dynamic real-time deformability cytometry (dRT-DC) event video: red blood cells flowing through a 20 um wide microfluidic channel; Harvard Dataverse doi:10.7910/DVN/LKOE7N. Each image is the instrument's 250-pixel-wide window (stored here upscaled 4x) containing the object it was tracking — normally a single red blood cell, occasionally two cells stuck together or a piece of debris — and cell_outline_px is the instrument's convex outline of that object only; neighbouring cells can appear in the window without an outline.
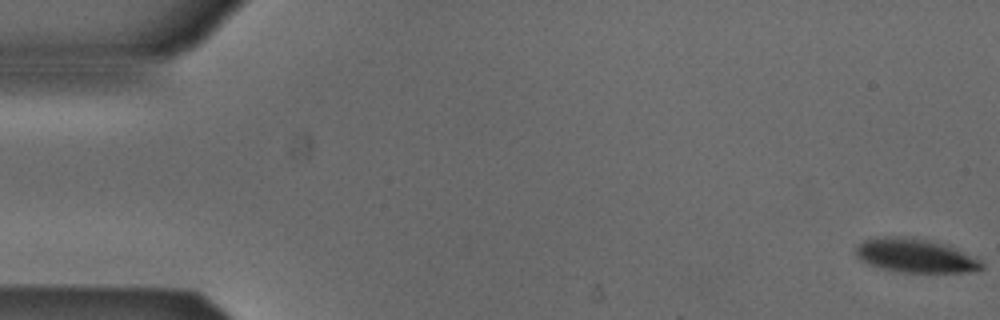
{"species": "Egyptian fruit bat (a non-hibernating species)", "species_latin": "Rousettus aegyptiacus", "temperature_condition": "cold", "stored_images_in_passage": 6, "camera_frame_rate_fps": 3000, "um_per_image_px": 0.085, "animal": {"sex": "male"}, "frame": {"image": 1, "passage_image": 1, "time_ms": 0.0, "image_size_px": [1000, 320], "cell_outline_px": [[984, 268], [968, 272], [900, 272], [868, 264], [860, 260], [856, 256], [856, 248], [864, 240], [884, 236], [912, 236], [948, 244], [980, 260], [984, 264]], "centroid_in_image_um": [77.82, 21.71], "position_along_channel_um": 7.2, "area_um2": 24.91}}
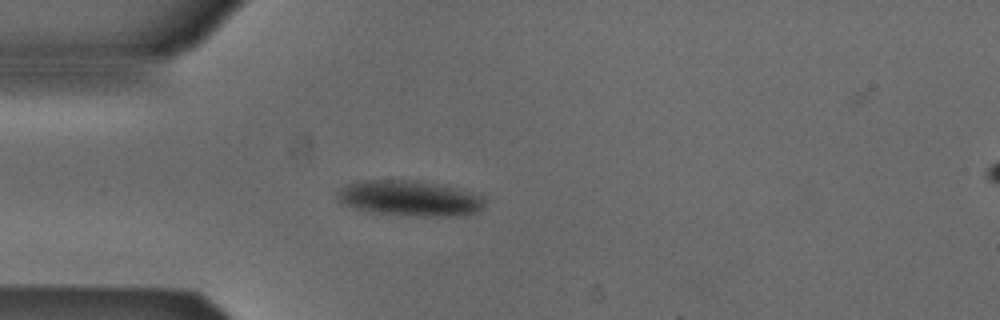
{"frame": {"image": 2, "passage_image": 5, "time_ms": 1.333, "image_size_px": [1000, 320], "cell_outline_px": [[484, 204], [476, 212], [460, 216], [424, 216], [372, 212], [340, 204], [336, 200], [336, 192], [344, 184], [364, 180], [416, 180], [448, 184], [484, 196]], "centroid_in_image_um": [34.81, 16.83], "position_along_channel_um": 50.2, "area_um2": 30.98}}